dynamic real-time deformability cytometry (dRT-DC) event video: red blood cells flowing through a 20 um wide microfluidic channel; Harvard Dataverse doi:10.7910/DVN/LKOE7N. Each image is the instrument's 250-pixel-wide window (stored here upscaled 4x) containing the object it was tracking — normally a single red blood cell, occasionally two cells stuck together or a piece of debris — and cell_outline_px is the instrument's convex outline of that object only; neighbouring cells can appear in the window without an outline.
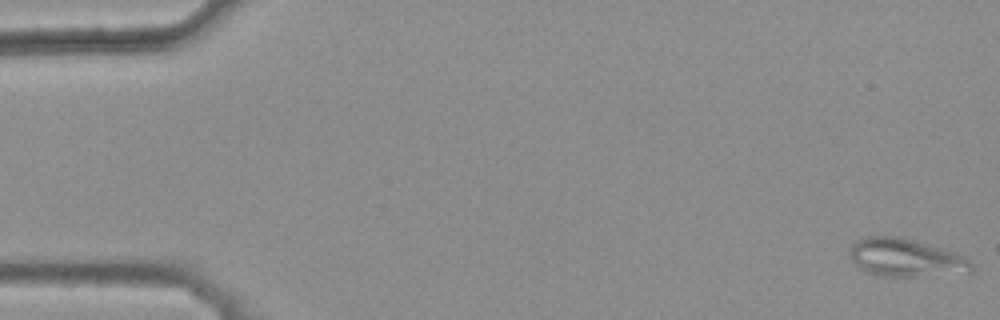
{"species": "common noctule bat (a hibernating species)", "species_latin": "Nyctalus noctula", "temperature_condition": "warm", "stored_images_in_passage": 14, "camera_frame_rate_fps": 3000, "um_per_image_px": 0.085, "animal": {"sex": "female", "body_mass_g": 25.1}, "frame": {"image": 1, "passage_image": 1, "time_ms": 0.0, "image_size_px": [1000, 320], "cell_outline_px": [[972, 272], [916, 276], [876, 276], [860, 268], [848, 256], [848, 252], [856, 240], [864, 236], [896, 236], [944, 248], [964, 256], [972, 264]], "centroid_in_image_um": [76.95, 21.9], "position_along_channel_um": 8.1, "area_um2": 26.88}}